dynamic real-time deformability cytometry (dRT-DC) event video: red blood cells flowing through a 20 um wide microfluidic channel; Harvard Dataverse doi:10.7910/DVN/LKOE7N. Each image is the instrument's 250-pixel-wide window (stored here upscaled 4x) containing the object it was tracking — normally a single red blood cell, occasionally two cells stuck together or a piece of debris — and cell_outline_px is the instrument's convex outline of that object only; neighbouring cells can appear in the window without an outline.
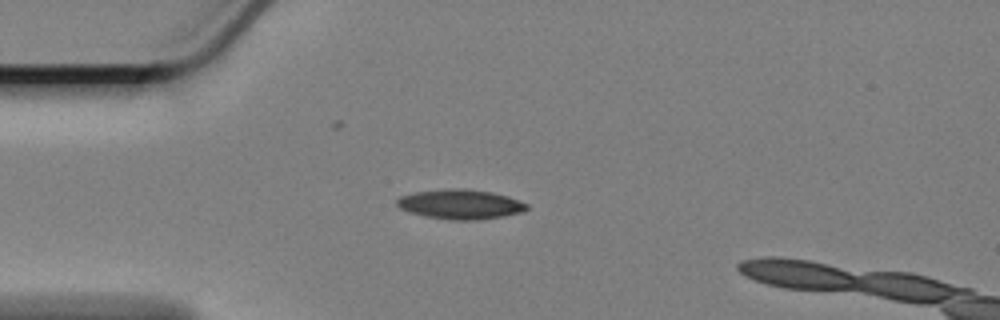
{"species": "Egyptian fruit bat (a non-hibernating species)", "species_latin": "Rousettus aegyptiacus", "temperature_condition": "cold", "stored_images_in_passage": 40, "camera_frame_rate_fps": 3000, "um_per_image_px": 0.085, "animal": {"sex": "female"}, "frame": {"image": 1, "passage_image": 1, "time_ms": 0.0, "image_size_px": [1000, 320], "cell_outline_px": [[528, 208], [524, 212], [504, 216], [480, 220], [448, 220], [424, 216], [408, 212], [400, 208], [396, 204], [396, 200], [400, 196], [416, 192], [456, 188], [460, 188], [492, 192], [508, 196], [528, 204]], "centroid_in_image_um": [39.14, 17.38], "position_along_channel_um": 45.9, "area_um2": 22.54}}
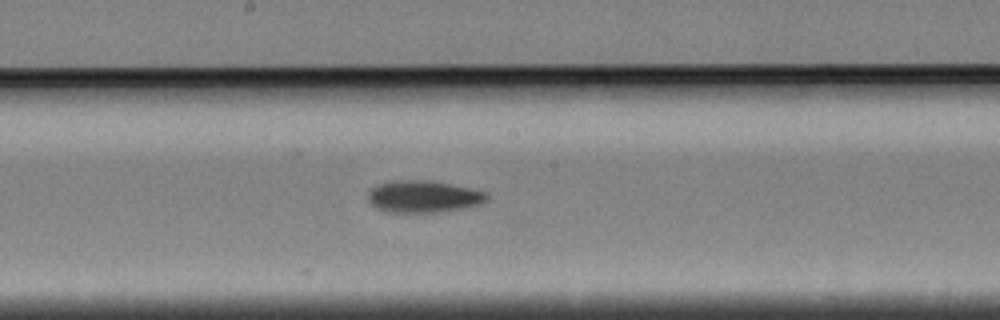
{"frame": {"image": 2, "passage_image": 17, "time_ms": 5.333, "image_size_px": [1000, 320], "cell_outline_px": [[488, 200], [484, 204], [468, 208], [436, 212], [388, 212], [376, 208], [368, 200], [368, 192], [376, 184], [396, 180], [428, 180], [468, 188], [484, 192], [488, 196]], "centroid_in_image_um": [35.99, 16.72], "position_along_channel_um": 212.2, "area_um2": 22.2}}
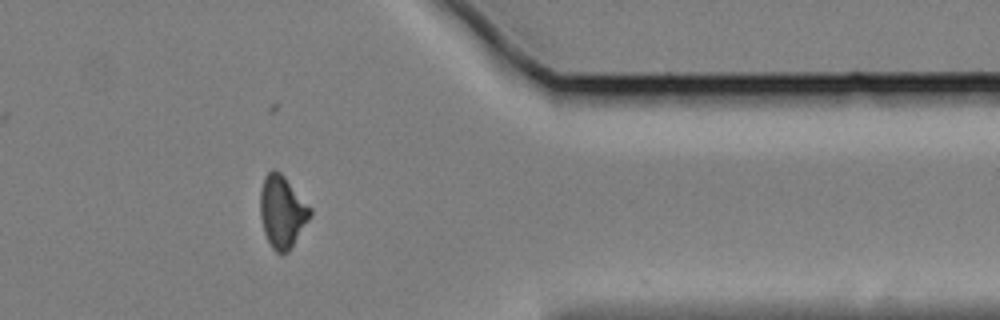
{"frame": {"image": 3, "passage_image": 34, "time_ms": 11.0, "image_size_px": [1000, 320], "cell_outline_px": [[312, 216], [288, 252], [280, 256], [272, 248], [264, 232], [260, 216], [260, 192], [264, 176], [272, 168], [280, 172], [284, 176], [312, 208]], "centroid_in_image_um": [23.99, 18.0], "position_along_channel_um": 387.4, "area_um2": 21.21}}